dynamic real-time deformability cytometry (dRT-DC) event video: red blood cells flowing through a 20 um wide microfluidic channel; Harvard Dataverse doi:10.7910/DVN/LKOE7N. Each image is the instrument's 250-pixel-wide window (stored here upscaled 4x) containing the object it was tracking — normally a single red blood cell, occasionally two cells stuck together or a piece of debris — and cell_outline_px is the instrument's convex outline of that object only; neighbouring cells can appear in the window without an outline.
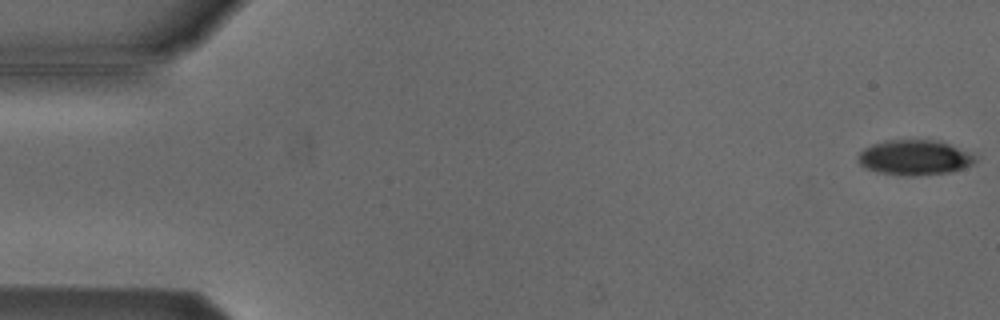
{"species": "Egyptian fruit bat (a non-hibernating species)", "species_latin": "Rousettus aegyptiacus", "temperature_condition": "cold", "stored_images_in_passage": 53, "camera_frame_rate_fps": 3000, "um_per_image_px": 0.085, "animal": {"sex": "male"}, "frame": {"image": 1, "passage_image": 1, "time_ms": 0.0, "image_size_px": [1000, 320], "cell_outline_px": [[976, 160], [972, 164], [964, 168], [948, 172], [908, 176], [880, 172], [864, 168], [856, 160], [856, 156], [864, 148], [872, 144], [888, 140], [940, 140], [968, 152], [976, 156]], "centroid_in_image_um": [77.7, 13.38], "position_along_channel_um": 7.3, "area_um2": 23.87}}
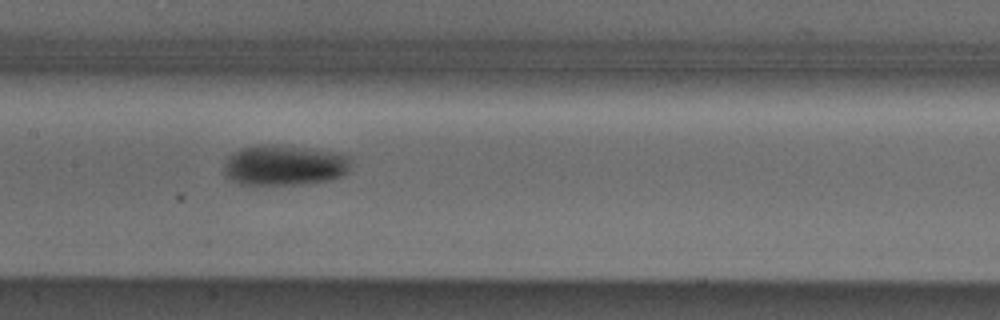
{"frame": {"image": 2, "passage_image": 26, "time_ms": 8.333, "image_size_px": [1000, 320], "cell_outline_px": [[352, 168], [344, 176], [328, 180], [304, 184], [240, 184], [224, 176], [224, 164], [232, 152], [240, 148], [256, 144], [272, 144], [308, 148], [340, 152], [348, 156]], "centroid_in_image_um": [24.19, 14.03], "position_along_channel_um": 183.2, "area_um2": 30.4}}
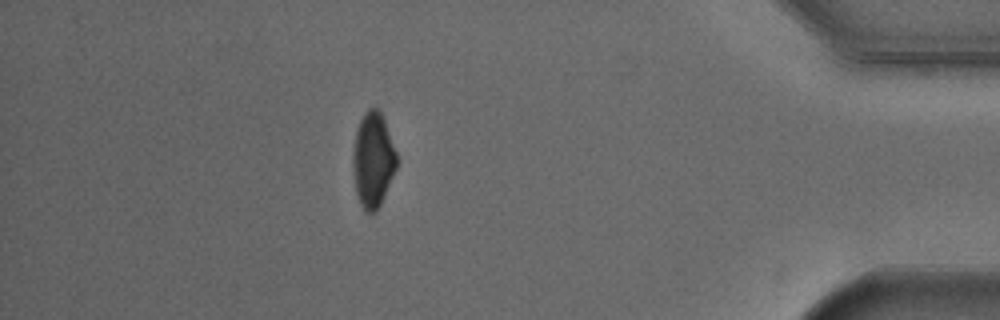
{"frame": {"image": 3, "passage_image": 47, "time_ms": 15.333, "image_size_px": [1000, 320], "cell_outline_px": [[396, 168], [380, 204], [376, 212], [364, 212], [356, 196], [352, 164], [352, 156], [356, 132], [360, 120], [364, 112], [368, 108], [376, 108], [380, 112], [384, 120], [396, 152]], "centroid_in_image_um": [31.67, 13.61], "position_along_channel_um": 403.5, "area_um2": 23.99}, "authors_computed_cell_mechanics": {"area_um2": 26.5302, "velocity_mm_per_s": 3.8333, "shape_relaxation_time_tau1_ms": 2.6047, "shape_relaxation_time_tau2_ms": null, "deformation_change_tau1": 0.102, "deformation_change_tau2": null}}